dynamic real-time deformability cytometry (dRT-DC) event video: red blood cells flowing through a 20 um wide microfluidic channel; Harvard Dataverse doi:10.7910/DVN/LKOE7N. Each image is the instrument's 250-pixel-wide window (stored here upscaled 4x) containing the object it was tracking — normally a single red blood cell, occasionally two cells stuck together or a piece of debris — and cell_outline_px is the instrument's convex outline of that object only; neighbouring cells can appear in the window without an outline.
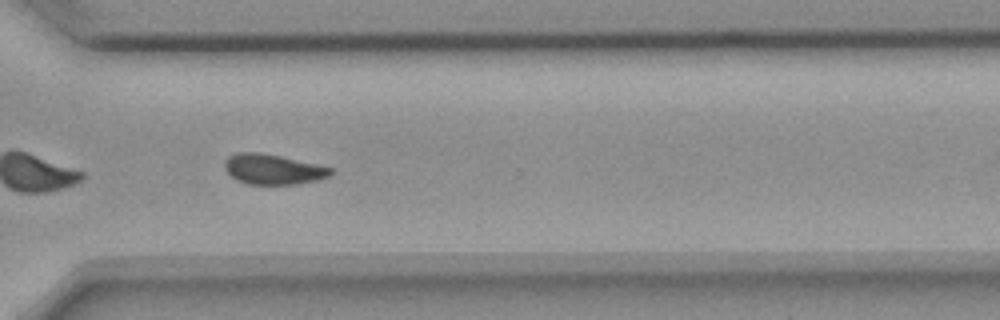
{"species": "common noctule bat (a hibernating species)", "species_latin": "Nyctalus noctula", "temperature_condition": "room temperature", "stored_images_in_passage": 56, "camera_frame_rate_fps": 3000, "um_per_image_px": 0.085, "animal": {"sex": "female", "body_mass_g": 18.4}, "frame": {"image": 1, "passage_image": 40, "time_ms": 13.0, "image_size_px": [1000, 320], "cell_outline_px": [[332, 172], [324, 176], [308, 180], [284, 184], [256, 184], [240, 180], [232, 176], [228, 172], [228, 160], [232, 156], [276, 156], [332, 168]], "centroid_in_image_um": [23.27, 14.44], "position_along_channel_um": 347.3, "area_um2": 16.07}}